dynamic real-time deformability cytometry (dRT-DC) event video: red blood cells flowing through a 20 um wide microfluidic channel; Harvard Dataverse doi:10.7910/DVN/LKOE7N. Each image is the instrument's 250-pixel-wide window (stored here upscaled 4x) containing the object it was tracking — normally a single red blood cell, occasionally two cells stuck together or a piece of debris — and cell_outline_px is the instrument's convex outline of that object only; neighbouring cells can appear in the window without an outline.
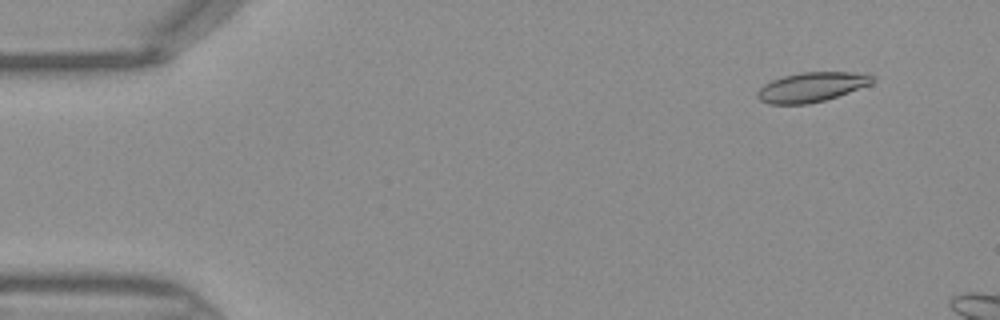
{"species": "Egyptian fruit bat (a non-hibernating species)", "species_latin": "Rousettus aegyptiacus", "temperature_condition": "warm", "stored_images_in_passage": 13, "camera_frame_rate_fps": 3000, "um_per_image_px": 0.085, "frame": {"image": 1, "passage_image": 4, "time_ms": 1.0, "image_size_px": [1000, 320], "cell_outline_px": [[876, 80], [872, 84], [824, 100], [808, 104], [768, 104], [760, 100], [756, 96], [756, 92], [764, 84], [772, 80], [784, 76], [800, 72], [848, 72], [876, 76]], "centroid_in_image_um": [68.97, 7.4], "position_along_channel_um": 16.0, "area_um2": 19.77}}